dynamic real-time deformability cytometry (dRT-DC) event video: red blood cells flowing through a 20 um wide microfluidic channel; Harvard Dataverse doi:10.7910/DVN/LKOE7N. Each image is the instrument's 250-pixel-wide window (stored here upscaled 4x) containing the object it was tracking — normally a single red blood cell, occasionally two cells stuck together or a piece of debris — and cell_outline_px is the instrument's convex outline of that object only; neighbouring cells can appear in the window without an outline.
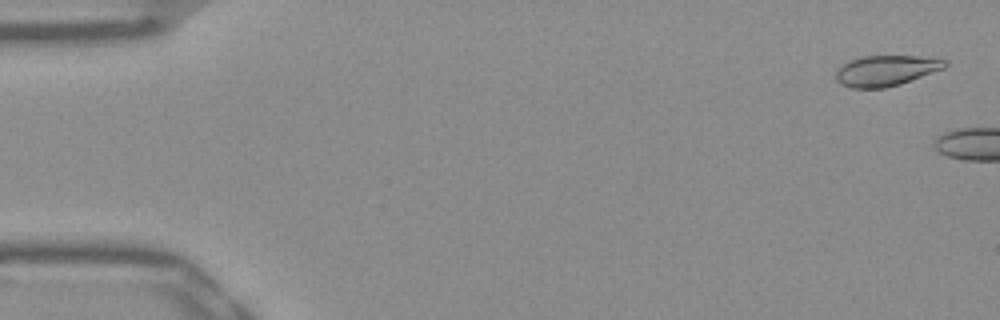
{"species": "Egyptian fruit bat (a non-hibernating species)", "species_latin": "Rousettus aegyptiacus", "temperature_condition": "warm", "stored_images_in_passage": 5, "camera_frame_rate_fps": 3000, "um_per_image_px": 0.085, "frame": {"image": 1, "passage_image": 2, "time_ms": 0.333, "image_size_px": [1000, 320], "cell_outline_px": [[948, 64], [944, 68], [900, 84], [884, 88], [852, 88], [840, 84], [836, 80], [836, 72], [844, 64], [852, 60], [864, 56], [920, 56], [948, 60]], "centroid_in_image_um": [75.33, 6.0], "position_along_channel_um": 9.7, "area_um2": 19.25}}